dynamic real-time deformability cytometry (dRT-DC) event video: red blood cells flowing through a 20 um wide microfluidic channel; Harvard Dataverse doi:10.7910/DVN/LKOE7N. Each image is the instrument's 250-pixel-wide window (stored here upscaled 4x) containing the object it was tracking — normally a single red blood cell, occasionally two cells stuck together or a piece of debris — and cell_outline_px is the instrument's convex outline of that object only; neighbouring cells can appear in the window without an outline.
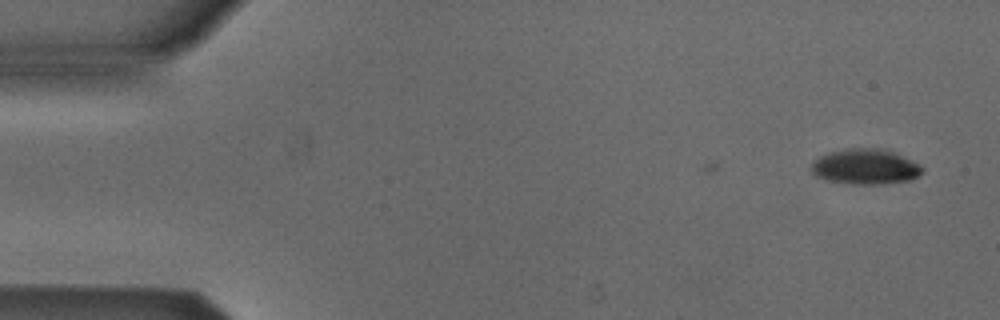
{"species": "Egyptian fruit bat (a non-hibernating species)", "species_latin": "Rousettus aegyptiacus", "temperature_condition": "cold", "stored_images_in_passage": 6, "camera_frame_rate_fps": 3000, "um_per_image_px": 0.085, "animal": {"sex": "male"}, "frame": {"image": 1, "passage_image": 6, "time_ms": 1.667, "image_size_px": [1000, 320], "cell_outline_px": [[924, 172], [920, 176], [912, 180], [880, 184], [852, 184], [828, 180], [816, 176], [812, 172], [812, 160], [828, 152], [852, 148], [880, 148], [892, 152], [924, 168]], "centroid_in_image_um": [73.54, 14.18], "position_along_channel_um": 11.5, "area_um2": 22.66}}